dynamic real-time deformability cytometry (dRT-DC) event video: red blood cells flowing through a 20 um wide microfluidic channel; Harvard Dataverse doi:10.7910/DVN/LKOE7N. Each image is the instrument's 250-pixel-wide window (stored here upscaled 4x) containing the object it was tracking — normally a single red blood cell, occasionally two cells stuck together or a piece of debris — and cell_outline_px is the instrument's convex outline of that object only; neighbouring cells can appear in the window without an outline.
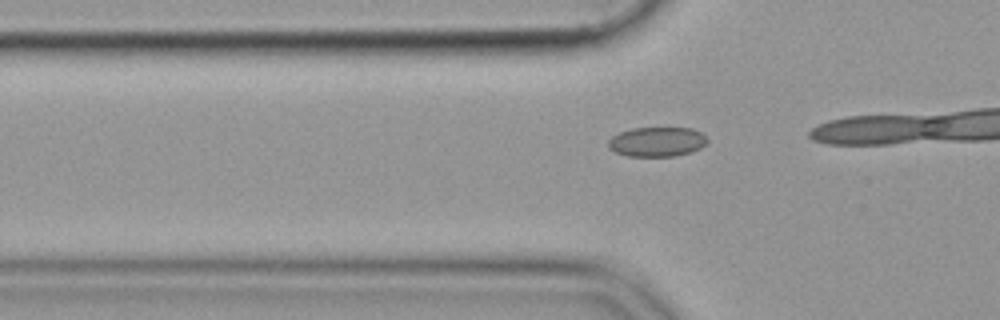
{"species": "common noctule bat (a hibernating species)", "species_latin": "Nyctalus noctula", "temperature_condition": "cold", "stored_images_in_passage": 15, "camera_frame_rate_fps": 3000, "um_per_image_px": 0.085, "animal": {"sex": "female", "body_mass_g": 19.9}, "frame": {"image": 1, "passage_image": 10, "time_ms": 3.0, "image_size_px": [1000, 320], "cell_outline_px": [[708, 140], [700, 148], [692, 152], [672, 156], [628, 156], [616, 152], [608, 148], [608, 140], [612, 136], [620, 132], [632, 128], [692, 128], [700, 132]], "centroid_in_image_um": [55.82, 12.05], "position_along_channel_um": 70.0, "area_um2": 16.99}}